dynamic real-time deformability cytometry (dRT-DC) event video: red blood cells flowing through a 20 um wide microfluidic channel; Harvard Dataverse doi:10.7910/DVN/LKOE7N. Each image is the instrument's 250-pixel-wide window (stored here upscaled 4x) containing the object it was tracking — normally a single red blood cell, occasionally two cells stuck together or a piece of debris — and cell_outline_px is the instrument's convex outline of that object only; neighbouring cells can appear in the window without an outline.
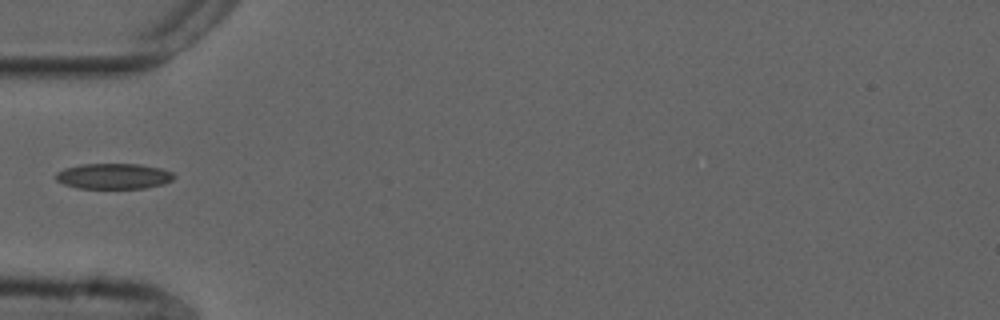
{"species": "common noctule bat (a hibernating species)", "species_latin": "Nyctalus noctula", "temperature_condition": "cold", "stored_images_in_passage": 5, "camera_frame_rate_fps": 3000, "um_per_image_px": 0.085, "animal": {"sex": "male", "forearm_length_mm": 52.5}, "frame": {"image": 1, "passage_image": 5, "time_ms": 1.333, "image_size_px": [1000, 320], "cell_outline_px": [[176, 176], [172, 180], [164, 184], [144, 188], [76, 188], [64, 184], [56, 180], [56, 172], [64, 168], [80, 164], [140, 164], [160, 168], [172, 172]], "centroid_in_image_um": [9.66, 14.97], "position_along_channel_um": 75.3, "area_um2": 17.69}}